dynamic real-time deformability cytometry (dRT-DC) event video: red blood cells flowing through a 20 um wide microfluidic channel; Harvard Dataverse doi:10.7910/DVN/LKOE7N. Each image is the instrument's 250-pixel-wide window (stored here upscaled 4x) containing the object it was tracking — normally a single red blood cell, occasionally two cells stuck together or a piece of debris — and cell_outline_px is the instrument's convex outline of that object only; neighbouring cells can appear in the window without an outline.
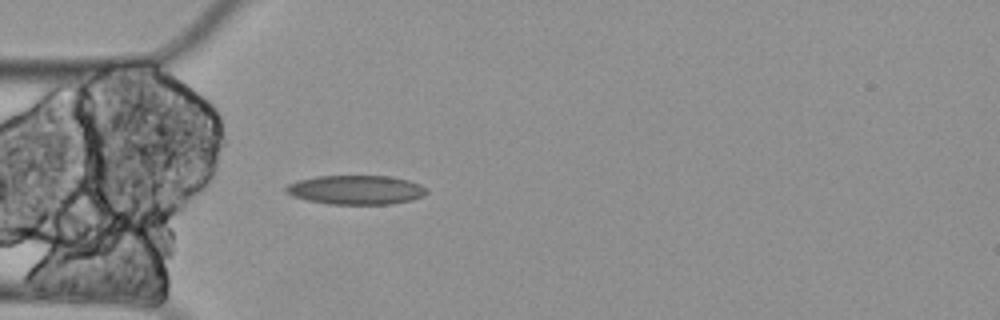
{"species": "Egyptian fruit bat (a non-hibernating species)", "species_latin": "Rousettus aegyptiacus", "temperature_condition": "cold", "stored_images_in_passage": 4, "camera_frame_rate_fps": 3000, "um_per_image_px": 0.085, "animal": {"sex": "female"}, "frame": {"image": 1, "passage_image": 4, "time_ms": 1.0, "image_size_px": [1000, 320], "cell_outline_px": [[428, 192], [412, 200], [392, 204], [328, 204], [304, 200], [292, 196], [284, 192], [284, 188], [288, 184], [300, 180], [316, 176], [392, 176], [408, 180], [420, 184], [428, 188]], "centroid_in_image_um": [30.24, 16.14], "position_along_channel_um": 54.8, "area_um2": 24.1}}